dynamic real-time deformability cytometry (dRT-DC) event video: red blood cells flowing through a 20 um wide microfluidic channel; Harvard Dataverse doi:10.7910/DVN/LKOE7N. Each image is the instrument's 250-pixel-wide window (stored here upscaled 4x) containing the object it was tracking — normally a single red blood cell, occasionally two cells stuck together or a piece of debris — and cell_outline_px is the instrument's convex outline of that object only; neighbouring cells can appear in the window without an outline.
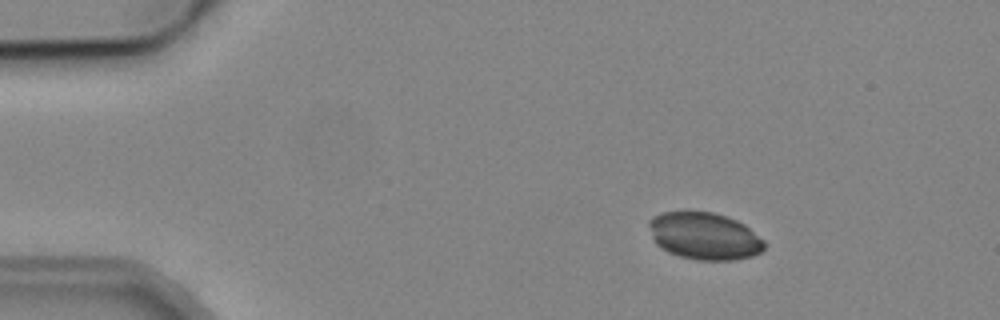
{"species": "common noctule bat (a hibernating species)", "species_latin": "Nyctalus noctula", "temperature_condition": "cold", "stored_images_in_passage": 4, "camera_frame_rate_fps": 3000, "um_per_image_px": 0.085, "animal": {"sex": "male", "body_mass_g": 19.2, "forearm_length_mm": 51.8}, "frame": {"image": 1, "passage_image": 1, "time_ms": 0.0, "image_size_px": [1000, 320], "cell_outline_px": [[764, 248], [760, 252], [752, 256], [736, 260], [696, 260], [680, 256], [668, 252], [656, 244], [652, 236], [648, 224], [648, 220], [652, 216], [664, 212], [712, 212], [728, 216], [744, 224], [764, 240]], "centroid_in_image_um": [59.87, 20.06], "position_along_channel_um": 25.1, "area_um2": 31.73}}